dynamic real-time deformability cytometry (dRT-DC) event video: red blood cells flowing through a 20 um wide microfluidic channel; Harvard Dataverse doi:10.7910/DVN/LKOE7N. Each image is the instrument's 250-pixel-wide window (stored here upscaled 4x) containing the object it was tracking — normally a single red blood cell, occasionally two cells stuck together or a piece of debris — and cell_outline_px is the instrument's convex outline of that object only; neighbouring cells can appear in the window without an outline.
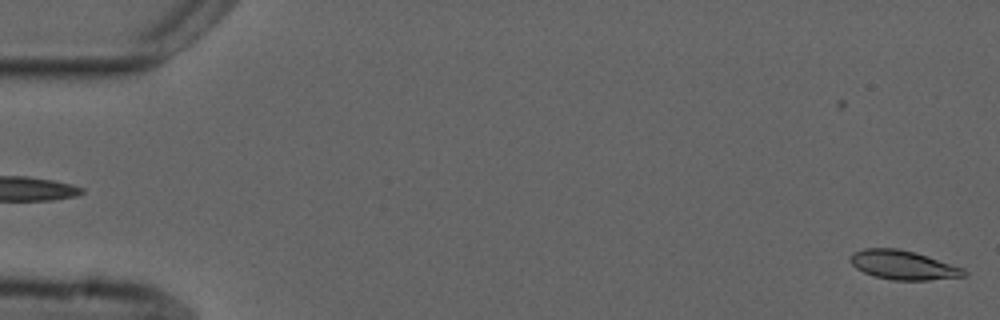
{"species": "common noctule bat (a hibernating species)", "species_latin": "Nyctalus noctula", "temperature_condition": "cold", "stored_images_in_passage": 6, "segment_of_instrument_passage": [2, 2], "camera_frame_rate_fps": 3000, "um_per_image_px": 0.085, "animal": {"sex": "male", "forearm_length_mm": 52.5}, "frame": {"image": 1, "passage_image": 6, "time_ms": 6.0, "image_size_px": [1000, 320], "cell_outline_px": [[968, 276], [928, 280], [892, 280], [872, 276], [856, 268], [848, 260], [852, 252], [864, 248], [896, 248], [912, 252], [964, 268], [968, 272]], "centroid_in_image_um": [76.74, 22.54], "position_along_channel_um": 8.3, "area_um2": 19.25}}